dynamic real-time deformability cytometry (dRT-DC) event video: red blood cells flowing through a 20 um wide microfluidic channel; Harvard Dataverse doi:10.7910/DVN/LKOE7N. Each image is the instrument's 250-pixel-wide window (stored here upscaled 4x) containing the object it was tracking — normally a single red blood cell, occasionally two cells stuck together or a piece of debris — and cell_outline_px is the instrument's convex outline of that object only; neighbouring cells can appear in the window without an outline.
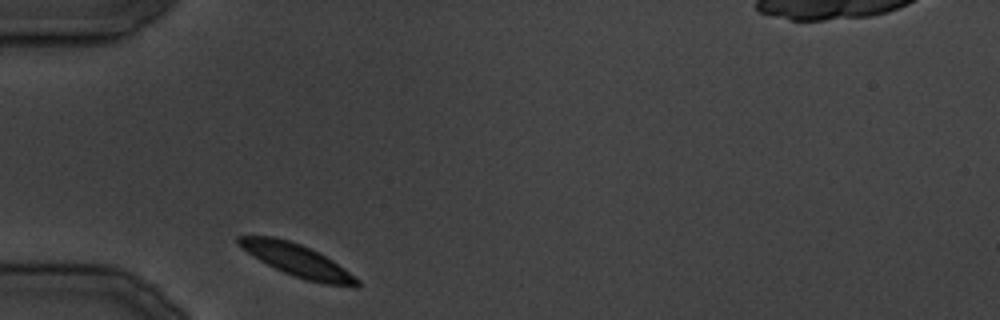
{"species": "common noctule bat (a hibernating species)", "species_latin": "Nyctalus noctula", "temperature_condition": "cold", "stored_images_in_passage": 21, "camera_frame_rate_fps": 3000, "um_per_image_px": 0.085, "animal": {"sex": "male", "body_mass_g": 19.5, "forearm_length_mm": 54.6}, "frame": {"image": 1, "passage_image": 1, "time_ms": 0.0, "image_size_px": [1000, 320], "cell_outline_px": [[360, 284], [356, 288], [352, 288], [324, 284], [292, 276], [260, 260], [236, 244], [236, 236], [272, 236], [288, 240], [300, 244], [332, 260], [344, 268], [360, 280]], "centroid_in_image_um": [25.29, 22.15], "position_along_channel_um": 59.7, "area_um2": 22.14}}
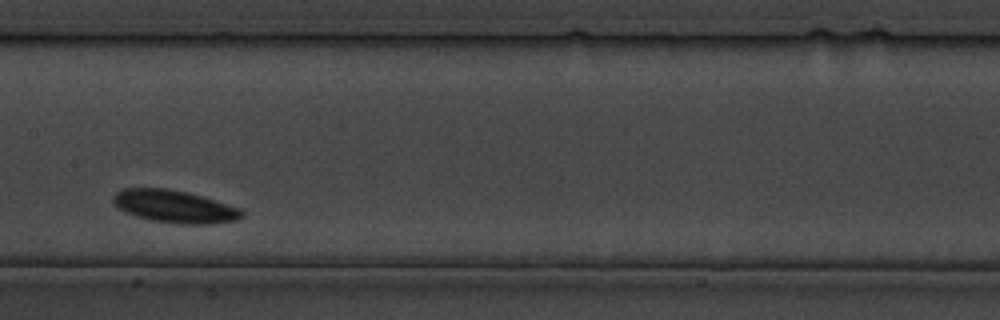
{"frame": {"image": 2, "passage_image": 9, "time_ms": 10.0, "image_size_px": [1000, 320], "cell_outline_px": [[244, 216], [236, 220], [212, 224], [176, 224], [152, 220], [136, 216], [120, 208], [112, 200], [112, 196], [116, 192], [124, 188], [168, 188], [188, 192], [240, 208], [244, 212]], "centroid_in_image_um": [14.86, 17.55], "position_along_channel_um": 192.5, "area_um2": 24.33}}
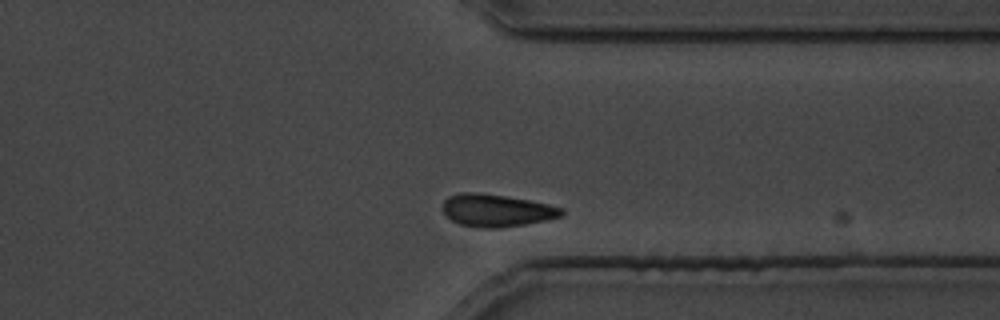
{"frame": {"image": 3, "passage_image": 19, "time_ms": 22.333, "image_size_px": [1000, 320], "cell_outline_px": [[564, 216], [548, 220], [500, 228], [480, 228], [460, 224], [452, 220], [444, 212], [444, 200], [448, 196], [460, 192], [472, 192], [504, 196], [528, 200], [548, 204], [564, 208]], "centroid_in_image_um": [42.24, 17.89], "position_along_channel_um": 369.2, "area_um2": 22.43}}